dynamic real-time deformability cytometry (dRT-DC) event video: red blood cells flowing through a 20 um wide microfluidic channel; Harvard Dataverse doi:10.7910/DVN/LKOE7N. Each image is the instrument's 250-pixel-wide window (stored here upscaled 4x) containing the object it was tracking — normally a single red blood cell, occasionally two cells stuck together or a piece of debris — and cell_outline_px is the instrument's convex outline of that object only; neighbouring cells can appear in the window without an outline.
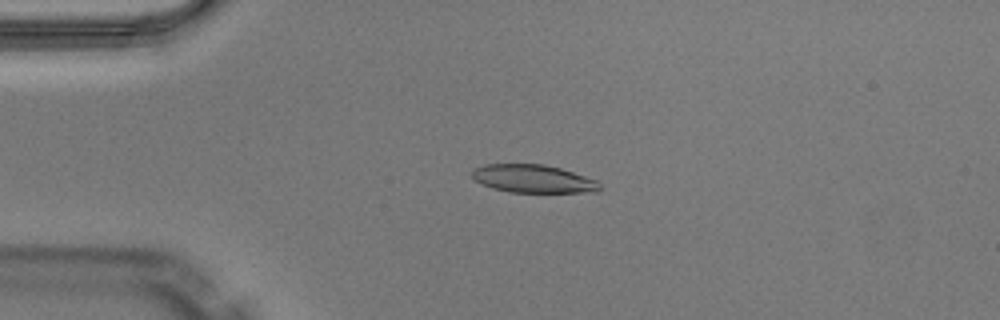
{"species": "Egyptian fruit bat (a non-hibernating species)", "species_latin": "Rousettus aegyptiacus", "temperature_condition": "warm", "stored_images_in_passage": 49, "camera_frame_rate_fps": 3000, "um_per_image_px": 0.085, "animal": {"sex": "male"}, "frame": {"image": 1, "passage_image": 12, "time_ms": 3.667, "image_size_px": [1000, 320], "cell_outline_px": [[600, 188], [596, 192], [508, 192], [492, 188], [476, 180], [472, 176], [472, 168], [484, 164], [544, 164], [560, 168], [596, 180], [600, 184]], "centroid_in_image_um": [45.29, 15.19], "position_along_channel_um": 39.7, "area_um2": 20.75}}
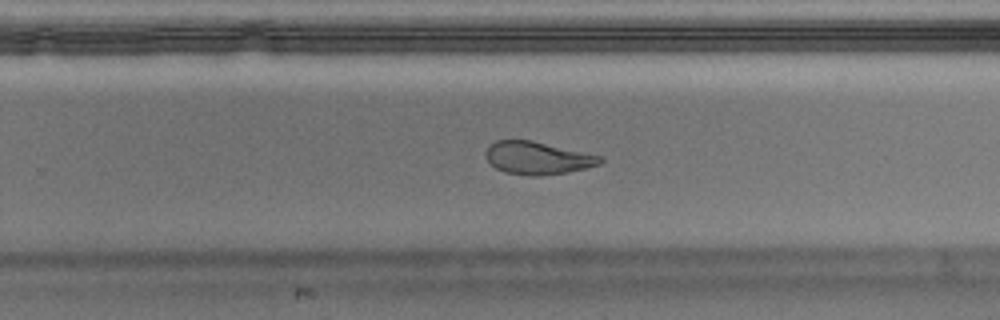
{"frame": {"image": 2, "passage_image": 32, "time_ms": 10.333, "image_size_px": [1000, 320], "cell_outline_px": [[604, 160], [600, 164], [568, 172], [540, 176], [528, 176], [504, 172], [496, 168], [488, 160], [484, 152], [496, 140], [532, 140], [604, 156]], "centroid_in_image_um": [45.73, 13.43], "position_along_channel_um": 284.1, "area_um2": 21.91}}
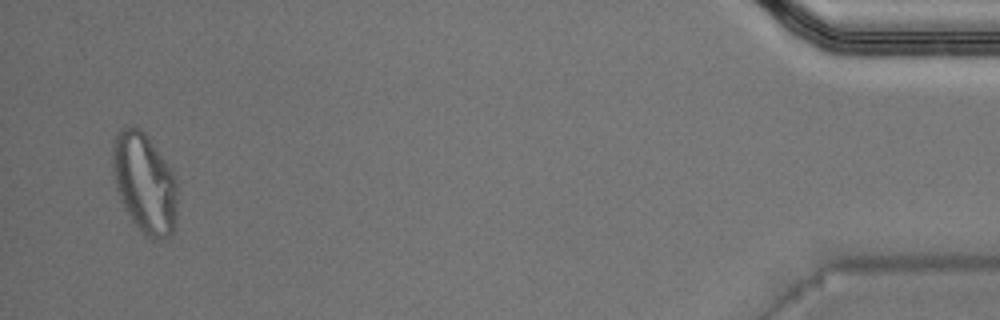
{"frame": {"image": 3, "passage_image": 48, "time_ms": 15.667, "image_size_px": [1000, 320], "cell_outline_px": [[176, 228], [172, 236], [160, 240], [152, 240], [144, 236], [132, 220], [120, 200], [116, 188], [112, 172], [112, 144], [120, 128], [128, 124], [140, 128], [144, 132], [164, 160], [172, 172], [176, 180]], "centroid_in_image_um": [12.27, 15.6], "position_along_channel_um": 422.9, "area_um2": 38.15}, "authors_computed_cell_mechanics": {"area_um2": 22.3686, "velocity_mm_per_s": 4.102, "shape_relaxation_time_tau1_ms": null, "shape_relaxation_time_tau2_ms": 1.6636, "deformation_change_tau1": null, "deformation_change_tau2": 0.0791}}